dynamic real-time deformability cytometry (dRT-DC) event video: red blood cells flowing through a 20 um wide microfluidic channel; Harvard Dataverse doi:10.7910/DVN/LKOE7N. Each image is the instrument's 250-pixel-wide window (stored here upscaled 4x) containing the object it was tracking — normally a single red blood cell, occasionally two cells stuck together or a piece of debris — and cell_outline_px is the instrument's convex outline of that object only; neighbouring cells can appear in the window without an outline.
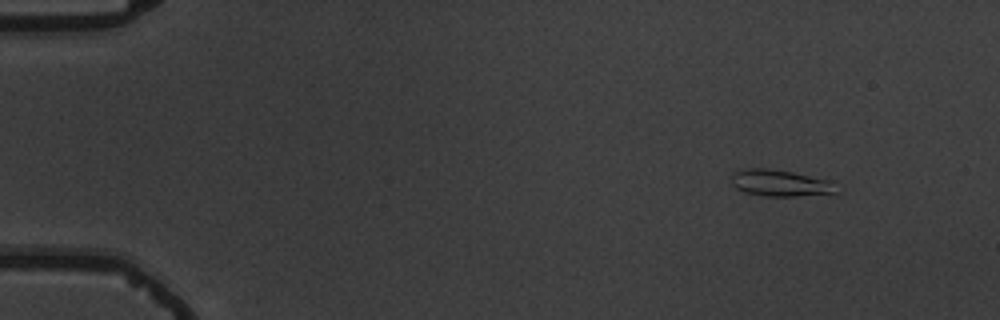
{"species": "common noctule bat (a hibernating species)", "species_latin": "Nyctalus noctula", "temperature_condition": "warm", "stored_images_in_passage": 4, "camera_frame_rate_fps": 3000, "um_per_image_px": 0.085, "animal": {"sex": "male", "body_mass_g": 19.5, "forearm_length_mm": 54.6}, "frame": {"image": 1, "passage_image": 1, "time_ms": 0.0, "image_size_px": [1000, 320], "cell_outline_px": [[836, 196], [764, 196], [744, 192], [736, 188], [732, 184], [728, 176], [744, 168], [768, 168], [792, 172], [828, 180], [836, 192]], "centroid_in_image_um": [66.3, 15.58], "position_along_channel_um": 18.7, "area_um2": 16.53}}
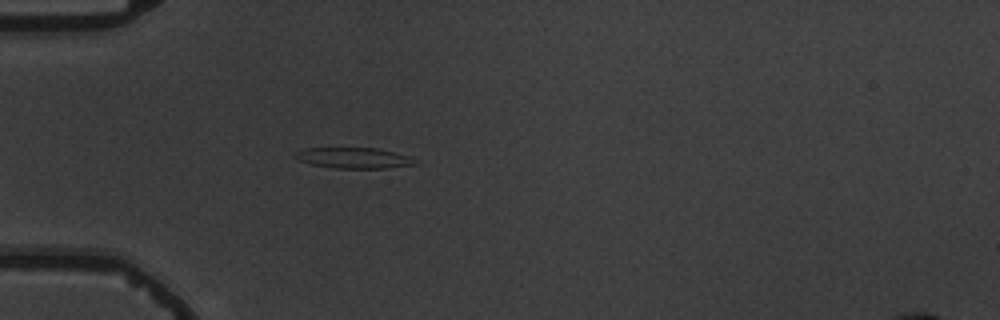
{"frame": {"image": 2, "passage_image": 4, "time_ms": 3.667, "image_size_px": [1000, 320], "cell_outline_px": [[420, 164], [388, 168], [336, 168], [312, 164], [300, 160], [296, 156], [296, 152], [304, 148], [376, 148], [408, 156]], "centroid_in_image_um": [30.11, 13.43], "position_along_channel_um": 54.9, "area_um2": 14.22}}